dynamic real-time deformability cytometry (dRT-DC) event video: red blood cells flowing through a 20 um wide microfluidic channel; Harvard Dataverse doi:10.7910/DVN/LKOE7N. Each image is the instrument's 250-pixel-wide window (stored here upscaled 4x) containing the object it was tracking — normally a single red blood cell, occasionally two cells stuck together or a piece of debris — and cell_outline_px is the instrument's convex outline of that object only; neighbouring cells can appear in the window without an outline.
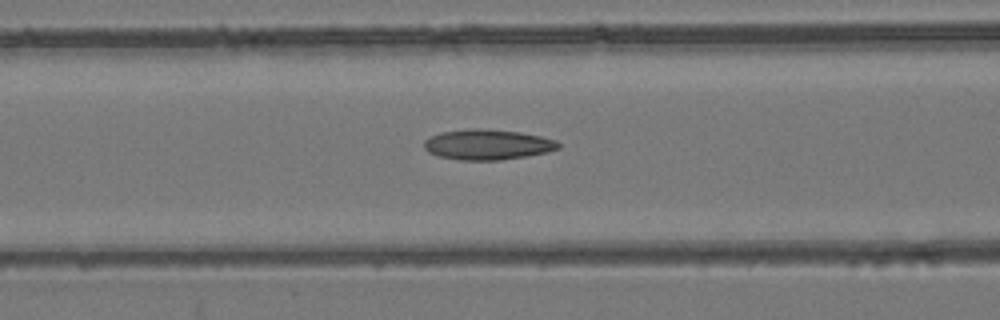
{"species": "common noctule bat (a hibernating species)", "species_latin": "Nyctalus noctula", "temperature_condition": "room temperature", "stored_images_in_passage": 55, "camera_frame_rate_fps": 3000, "um_per_image_px": 0.085, "animal": {"sex": "female", "body_mass_g": 24.6, "forearm_length_mm": 56.2}, "frame": {"image": 1, "passage_image": 23, "time_ms": 7.333, "image_size_px": [1000, 320], "cell_outline_px": [[560, 148], [548, 152], [528, 156], [500, 160], [460, 160], [440, 156], [428, 152], [424, 148], [424, 140], [440, 132], [464, 128], [480, 128], [520, 132], [540, 136], [556, 140], [560, 144]], "centroid_in_image_um": [41.45, 12.28], "position_along_channel_um": 125.2, "area_um2": 23.93}}
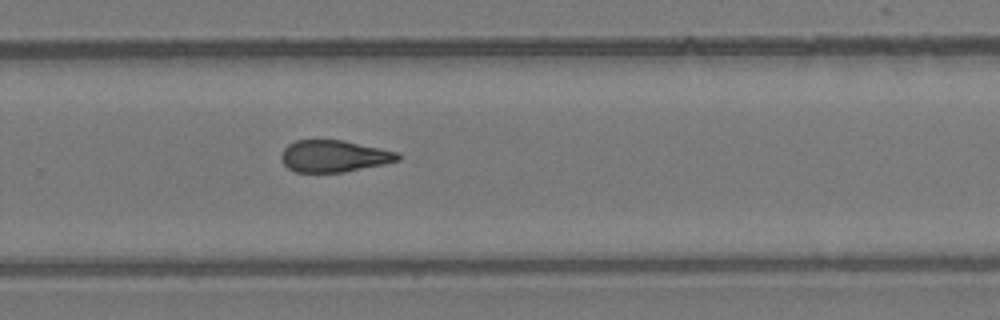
{"frame": {"image": 2, "passage_image": 37, "time_ms": 12.0, "image_size_px": [1000, 320], "cell_outline_px": [[400, 160], [384, 164], [344, 172], [296, 172], [288, 168], [280, 160], [280, 156], [284, 148], [288, 144], [296, 140], [344, 140], [380, 148], [396, 152], [400, 156]], "centroid_in_image_um": [28.36, 13.27], "position_along_channel_um": 301.4, "area_um2": 21.62}}
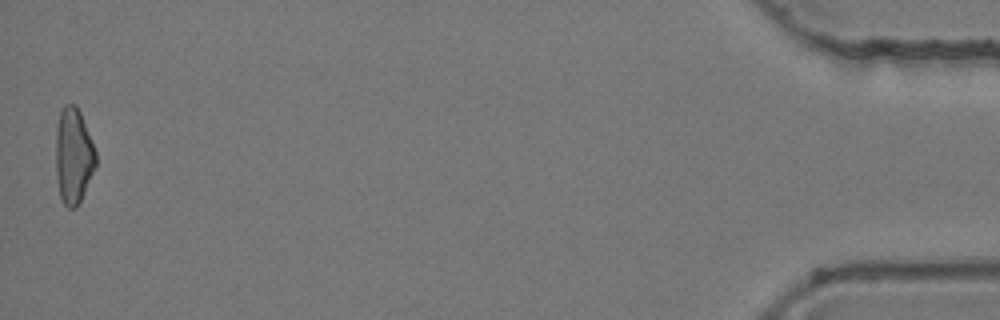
{"frame": {"image": 3, "passage_image": 55, "time_ms": 18.0, "image_size_px": [1000, 320], "cell_outline_px": [[96, 164], [84, 192], [76, 208], [68, 208], [64, 204], [60, 196], [56, 176], [56, 124], [60, 112], [64, 104], [76, 104], [80, 112], [96, 152]], "centroid_in_image_um": [6.22, 13.22], "position_along_channel_um": 429.0, "area_um2": 22.2}, "authors_computed_cell_mechanics": {"area_um2": 22.9466, "velocity_mm_per_s": 3.7769, "shape_relaxation_time_tau1_ms": null, "shape_relaxation_time_tau2_ms": 3.5345, "deformation_change_tau1": null, "deformation_change_tau2": 0.1175}}